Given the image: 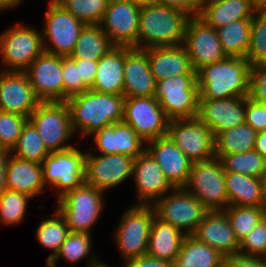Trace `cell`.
Returning a JSON list of instances; mask_svg holds the SVG:
<instances>
[{
  "label": "cell",
  "instance_id": "cell-35",
  "mask_svg": "<svg viewBox=\"0 0 266 267\" xmlns=\"http://www.w3.org/2000/svg\"><path fill=\"white\" fill-rule=\"evenodd\" d=\"M252 19H238L216 29L227 57L246 58L250 46Z\"/></svg>",
  "mask_w": 266,
  "mask_h": 267
},
{
  "label": "cell",
  "instance_id": "cell-13",
  "mask_svg": "<svg viewBox=\"0 0 266 267\" xmlns=\"http://www.w3.org/2000/svg\"><path fill=\"white\" fill-rule=\"evenodd\" d=\"M167 135L193 163L216 157L215 135L197 117L170 120Z\"/></svg>",
  "mask_w": 266,
  "mask_h": 267
},
{
  "label": "cell",
  "instance_id": "cell-39",
  "mask_svg": "<svg viewBox=\"0 0 266 267\" xmlns=\"http://www.w3.org/2000/svg\"><path fill=\"white\" fill-rule=\"evenodd\" d=\"M11 154L22 160L42 164L50 152L46 149L37 129L27 121L23 126L16 145L11 150Z\"/></svg>",
  "mask_w": 266,
  "mask_h": 267
},
{
  "label": "cell",
  "instance_id": "cell-15",
  "mask_svg": "<svg viewBox=\"0 0 266 267\" xmlns=\"http://www.w3.org/2000/svg\"><path fill=\"white\" fill-rule=\"evenodd\" d=\"M134 157L86 151L85 183L105 192L133 176Z\"/></svg>",
  "mask_w": 266,
  "mask_h": 267
},
{
  "label": "cell",
  "instance_id": "cell-55",
  "mask_svg": "<svg viewBox=\"0 0 266 267\" xmlns=\"http://www.w3.org/2000/svg\"><path fill=\"white\" fill-rule=\"evenodd\" d=\"M24 0H0V7L3 10H10L9 8L13 9L14 7L22 4Z\"/></svg>",
  "mask_w": 266,
  "mask_h": 267
},
{
  "label": "cell",
  "instance_id": "cell-8",
  "mask_svg": "<svg viewBox=\"0 0 266 267\" xmlns=\"http://www.w3.org/2000/svg\"><path fill=\"white\" fill-rule=\"evenodd\" d=\"M154 97L170 120L197 117L199 87L196 74H181L156 82Z\"/></svg>",
  "mask_w": 266,
  "mask_h": 267
},
{
  "label": "cell",
  "instance_id": "cell-22",
  "mask_svg": "<svg viewBox=\"0 0 266 267\" xmlns=\"http://www.w3.org/2000/svg\"><path fill=\"white\" fill-rule=\"evenodd\" d=\"M146 150L157 161L165 178L174 188L184 187L187 184L193 162L168 135L146 142Z\"/></svg>",
  "mask_w": 266,
  "mask_h": 267
},
{
  "label": "cell",
  "instance_id": "cell-21",
  "mask_svg": "<svg viewBox=\"0 0 266 267\" xmlns=\"http://www.w3.org/2000/svg\"><path fill=\"white\" fill-rule=\"evenodd\" d=\"M197 118L214 135L245 123V97L199 99Z\"/></svg>",
  "mask_w": 266,
  "mask_h": 267
},
{
  "label": "cell",
  "instance_id": "cell-26",
  "mask_svg": "<svg viewBox=\"0 0 266 267\" xmlns=\"http://www.w3.org/2000/svg\"><path fill=\"white\" fill-rule=\"evenodd\" d=\"M144 50L156 82L181 74H196L183 44L150 47Z\"/></svg>",
  "mask_w": 266,
  "mask_h": 267
},
{
  "label": "cell",
  "instance_id": "cell-53",
  "mask_svg": "<svg viewBox=\"0 0 266 267\" xmlns=\"http://www.w3.org/2000/svg\"><path fill=\"white\" fill-rule=\"evenodd\" d=\"M11 150L0 147V195L7 190L6 186V168Z\"/></svg>",
  "mask_w": 266,
  "mask_h": 267
},
{
  "label": "cell",
  "instance_id": "cell-20",
  "mask_svg": "<svg viewBox=\"0 0 266 267\" xmlns=\"http://www.w3.org/2000/svg\"><path fill=\"white\" fill-rule=\"evenodd\" d=\"M40 102L25 72L0 71V111L29 117Z\"/></svg>",
  "mask_w": 266,
  "mask_h": 267
},
{
  "label": "cell",
  "instance_id": "cell-9",
  "mask_svg": "<svg viewBox=\"0 0 266 267\" xmlns=\"http://www.w3.org/2000/svg\"><path fill=\"white\" fill-rule=\"evenodd\" d=\"M152 207L158 219L171 224L186 235H192L197 230L209 211L184 187L173 188Z\"/></svg>",
  "mask_w": 266,
  "mask_h": 267
},
{
  "label": "cell",
  "instance_id": "cell-25",
  "mask_svg": "<svg viewBox=\"0 0 266 267\" xmlns=\"http://www.w3.org/2000/svg\"><path fill=\"white\" fill-rule=\"evenodd\" d=\"M92 137L100 154H125L136 158L146 150V142L123 121L95 131Z\"/></svg>",
  "mask_w": 266,
  "mask_h": 267
},
{
  "label": "cell",
  "instance_id": "cell-24",
  "mask_svg": "<svg viewBox=\"0 0 266 267\" xmlns=\"http://www.w3.org/2000/svg\"><path fill=\"white\" fill-rule=\"evenodd\" d=\"M192 235L223 257L238 254L240 242L223 210L208 211Z\"/></svg>",
  "mask_w": 266,
  "mask_h": 267
},
{
  "label": "cell",
  "instance_id": "cell-58",
  "mask_svg": "<svg viewBox=\"0 0 266 267\" xmlns=\"http://www.w3.org/2000/svg\"><path fill=\"white\" fill-rule=\"evenodd\" d=\"M259 7H263L266 4V0H253Z\"/></svg>",
  "mask_w": 266,
  "mask_h": 267
},
{
  "label": "cell",
  "instance_id": "cell-49",
  "mask_svg": "<svg viewBox=\"0 0 266 267\" xmlns=\"http://www.w3.org/2000/svg\"><path fill=\"white\" fill-rule=\"evenodd\" d=\"M221 267H266V258L238 253L224 257Z\"/></svg>",
  "mask_w": 266,
  "mask_h": 267
},
{
  "label": "cell",
  "instance_id": "cell-27",
  "mask_svg": "<svg viewBox=\"0 0 266 267\" xmlns=\"http://www.w3.org/2000/svg\"><path fill=\"white\" fill-rule=\"evenodd\" d=\"M258 8L253 0H203L198 17L218 29L238 19H252Z\"/></svg>",
  "mask_w": 266,
  "mask_h": 267
},
{
  "label": "cell",
  "instance_id": "cell-34",
  "mask_svg": "<svg viewBox=\"0 0 266 267\" xmlns=\"http://www.w3.org/2000/svg\"><path fill=\"white\" fill-rule=\"evenodd\" d=\"M92 244V234L70 231L65 241L60 246L59 251L47 266L56 267L57 262H59L58 260L61 258L65 259L67 263L69 262V264L74 265L76 262H80L79 260L83 258L86 259L85 257H87L88 261L87 267L95 266L101 261L92 253ZM90 253H92V255Z\"/></svg>",
  "mask_w": 266,
  "mask_h": 267
},
{
  "label": "cell",
  "instance_id": "cell-42",
  "mask_svg": "<svg viewBox=\"0 0 266 267\" xmlns=\"http://www.w3.org/2000/svg\"><path fill=\"white\" fill-rule=\"evenodd\" d=\"M32 199L24 193L5 190L0 195V224H20L25 218L27 204Z\"/></svg>",
  "mask_w": 266,
  "mask_h": 267
},
{
  "label": "cell",
  "instance_id": "cell-18",
  "mask_svg": "<svg viewBox=\"0 0 266 267\" xmlns=\"http://www.w3.org/2000/svg\"><path fill=\"white\" fill-rule=\"evenodd\" d=\"M24 72L41 102H63L62 56L43 52Z\"/></svg>",
  "mask_w": 266,
  "mask_h": 267
},
{
  "label": "cell",
  "instance_id": "cell-2",
  "mask_svg": "<svg viewBox=\"0 0 266 267\" xmlns=\"http://www.w3.org/2000/svg\"><path fill=\"white\" fill-rule=\"evenodd\" d=\"M251 64L246 58L226 59L203 66L196 72L199 99L245 97L249 94Z\"/></svg>",
  "mask_w": 266,
  "mask_h": 267
},
{
  "label": "cell",
  "instance_id": "cell-52",
  "mask_svg": "<svg viewBox=\"0 0 266 267\" xmlns=\"http://www.w3.org/2000/svg\"><path fill=\"white\" fill-rule=\"evenodd\" d=\"M121 267H173V264L146 255L124 261V264Z\"/></svg>",
  "mask_w": 266,
  "mask_h": 267
},
{
  "label": "cell",
  "instance_id": "cell-51",
  "mask_svg": "<svg viewBox=\"0 0 266 267\" xmlns=\"http://www.w3.org/2000/svg\"><path fill=\"white\" fill-rule=\"evenodd\" d=\"M74 60L76 64L79 65L80 78L89 88H91L97 72V61L86 59Z\"/></svg>",
  "mask_w": 266,
  "mask_h": 267
},
{
  "label": "cell",
  "instance_id": "cell-29",
  "mask_svg": "<svg viewBox=\"0 0 266 267\" xmlns=\"http://www.w3.org/2000/svg\"><path fill=\"white\" fill-rule=\"evenodd\" d=\"M124 46H115L97 61V72L90 90L123 95Z\"/></svg>",
  "mask_w": 266,
  "mask_h": 267
},
{
  "label": "cell",
  "instance_id": "cell-46",
  "mask_svg": "<svg viewBox=\"0 0 266 267\" xmlns=\"http://www.w3.org/2000/svg\"><path fill=\"white\" fill-rule=\"evenodd\" d=\"M238 253L266 258V217L240 241Z\"/></svg>",
  "mask_w": 266,
  "mask_h": 267
},
{
  "label": "cell",
  "instance_id": "cell-31",
  "mask_svg": "<svg viewBox=\"0 0 266 267\" xmlns=\"http://www.w3.org/2000/svg\"><path fill=\"white\" fill-rule=\"evenodd\" d=\"M229 206H262V179L225 171Z\"/></svg>",
  "mask_w": 266,
  "mask_h": 267
},
{
  "label": "cell",
  "instance_id": "cell-5",
  "mask_svg": "<svg viewBox=\"0 0 266 267\" xmlns=\"http://www.w3.org/2000/svg\"><path fill=\"white\" fill-rule=\"evenodd\" d=\"M154 217L152 205L134 204L123 213L113 235L123 261L146 256Z\"/></svg>",
  "mask_w": 266,
  "mask_h": 267
},
{
  "label": "cell",
  "instance_id": "cell-28",
  "mask_svg": "<svg viewBox=\"0 0 266 267\" xmlns=\"http://www.w3.org/2000/svg\"><path fill=\"white\" fill-rule=\"evenodd\" d=\"M7 190L24 193L31 198L40 196L46 188L43 183L42 165L10 155L6 168Z\"/></svg>",
  "mask_w": 266,
  "mask_h": 267
},
{
  "label": "cell",
  "instance_id": "cell-37",
  "mask_svg": "<svg viewBox=\"0 0 266 267\" xmlns=\"http://www.w3.org/2000/svg\"><path fill=\"white\" fill-rule=\"evenodd\" d=\"M55 210L54 217H49L40 222L35 234L39 244L52 251L47 256L46 264L54 258L70 232L64 217L57 209Z\"/></svg>",
  "mask_w": 266,
  "mask_h": 267
},
{
  "label": "cell",
  "instance_id": "cell-38",
  "mask_svg": "<svg viewBox=\"0 0 266 267\" xmlns=\"http://www.w3.org/2000/svg\"><path fill=\"white\" fill-rule=\"evenodd\" d=\"M219 159L224 171L261 179L266 173V158L254 149L243 153L223 154Z\"/></svg>",
  "mask_w": 266,
  "mask_h": 267
},
{
  "label": "cell",
  "instance_id": "cell-19",
  "mask_svg": "<svg viewBox=\"0 0 266 267\" xmlns=\"http://www.w3.org/2000/svg\"><path fill=\"white\" fill-rule=\"evenodd\" d=\"M133 178L137 189L136 205H153L174 188L147 150L134 159Z\"/></svg>",
  "mask_w": 266,
  "mask_h": 267
},
{
  "label": "cell",
  "instance_id": "cell-56",
  "mask_svg": "<svg viewBox=\"0 0 266 267\" xmlns=\"http://www.w3.org/2000/svg\"><path fill=\"white\" fill-rule=\"evenodd\" d=\"M125 1H129L130 3L134 4L139 8L146 7L155 2V0H125Z\"/></svg>",
  "mask_w": 266,
  "mask_h": 267
},
{
  "label": "cell",
  "instance_id": "cell-44",
  "mask_svg": "<svg viewBox=\"0 0 266 267\" xmlns=\"http://www.w3.org/2000/svg\"><path fill=\"white\" fill-rule=\"evenodd\" d=\"M28 117L0 111V147L12 150Z\"/></svg>",
  "mask_w": 266,
  "mask_h": 267
},
{
  "label": "cell",
  "instance_id": "cell-30",
  "mask_svg": "<svg viewBox=\"0 0 266 267\" xmlns=\"http://www.w3.org/2000/svg\"><path fill=\"white\" fill-rule=\"evenodd\" d=\"M186 236L171 224L165 223L155 216L152 221L146 255L174 264Z\"/></svg>",
  "mask_w": 266,
  "mask_h": 267
},
{
  "label": "cell",
  "instance_id": "cell-41",
  "mask_svg": "<svg viewBox=\"0 0 266 267\" xmlns=\"http://www.w3.org/2000/svg\"><path fill=\"white\" fill-rule=\"evenodd\" d=\"M246 59L251 65L266 64V10L263 7H259L252 18Z\"/></svg>",
  "mask_w": 266,
  "mask_h": 267
},
{
  "label": "cell",
  "instance_id": "cell-32",
  "mask_svg": "<svg viewBox=\"0 0 266 267\" xmlns=\"http://www.w3.org/2000/svg\"><path fill=\"white\" fill-rule=\"evenodd\" d=\"M223 256L212 247L187 235L173 267H221Z\"/></svg>",
  "mask_w": 266,
  "mask_h": 267
},
{
  "label": "cell",
  "instance_id": "cell-4",
  "mask_svg": "<svg viewBox=\"0 0 266 267\" xmlns=\"http://www.w3.org/2000/svg\"><path fill=\"white\" fill-rule=\"evenodd\" d=\"M103 194V191L84 183L57 199L54 208L64 217L71 232L92 234L93 225L104 210Z\"/></svg>",
  "mask_w": 266,
  "mask_h": 267
},
{
  "label": "cell",
  "instance_id": "cell-47",
  "mask_svg": "<svg viewBox=\"0 0 266 267\" xmlns=\"http://www.w3.org/2000/svg\"><path fill=\"white\" fill-rule=\"evenodd\" d=\"M248 97L266 104V64L251 65Z\"/></svg>",
  "mask_w": 266,
  "mask_h": 267
},
{
  "label": "cell",
  "instance_id": "cell-10",
  "mask_svg": "<svg viewBox=\"0 0 266 267\" xmlns=\"http://www.w3.org/2000/svg\"><path fill=\"white\" fill-rule=\"evenodd\" d=\"M184 188L191 192L209 211L225 210L229 206L225 186V171L221 160L194 162Z\"/></svg>",
  "mask_w": 266,
  "mask_h": 267
},
{
  "label": "cell",
  "instance_id": "cell-48",
  "mask_svg": "<svg viewBox=\"0 0 266 267\" xmlns=\"http://www.w3.org/2000/svg\"><path fill=\"white\" fill-rule=\"evenodd\" d=\"M245 123L256 132L266 130V104L253 101L245 96Z\"/></svg>",
  "mask_w": 266,
  "mask_h": 267
},
{
  "label": "cell",
  "instance_id": "cell-16",
  "mask_svg": "<svg viewBox=\"0 0 266 267\" xmlns=\"http://www.w3.org/2000/svg\"><path fill=\"white\" fill-rule=\"evenodd\" d=\"M183 45L190 58L191 66L197 72L203 66L227 58L215 28L208 26L198 16L188 21Z\"/></svg>",
  "mask_w": 266,
  "mask_h": 267
},
{
  "label": "cell",
  "instance_id": "cell-50",
  "mask_svg": "<svg viewBox=\"0 0 266 267\" xmlns=\"http://www.w3.org/2000/svg\"><path fill=\"white\" fill-rule=\"evenodd\" d=\"M202 1L203 0H155L156 3L181 10L191 17L198 16Z\"/></svg>",
  "mask_w": 266,
  "mask_h": 267
},
{
  "label": "cell",
  "instance_id": "cell-3",
  "mask_svg": "<svg viewBox=\"0 0 266 267\" xmlns=\"http://www.w3.org/2000/svg\"><path fill=\"white\" fill-rule=\"evenodd\" d=\"M191 16L154 2L139 12L138 49L183 44Z\"/></svg>",
  "mask_w": 266,
  "mask_h": 267
},
{
  "label": "cell",
  "instance_id": "cell-11",
  "mask_svg": "<svg viewBox=\"0 0 266 267\" xmlns=\"http://www.w3.org/2000/svg\"><path fill=\"white\" fill-rule=\"evenodd\" d=\"M42 41L44 52L70 56L76 46L80 32L86 25L57 2H48L44 16ZM49 44V45H48Z\"/></svg>",
  "mask_w": 266,
  "mask_h": 267
},
{
  "label": "cell",
  "instance_id": "cell-23",
  "mask_svg": "<svg viewBox=\"0 0 266 267\" xmlns=\"http://www.w3.org/2000/svg\"><path fill=\"white\" fill-rule=\"evenodd\" d=\"M156 81L144 49L124 46V87L126 98L155 95Z\"/></svg>",
  "mask_w": 266,
  "mask_h": 267
},
{
  "label": "cell",
  "instance_id": "cell-7",
  "mask_svg": "<svg viewBox=\"0 0 266 267\" xmlns=\"http://www.w3.org/2000/svg\"><path fill=\"white\" fill-rule=\"evenodd\" d=\"M44 52L42 32L20 22L0 34V65L24 72Z\"/></svg>",
  "mask_w": 266,
  "mask_h": 267
},
{
  "label": "cell",
  "instance_id": "cell-17",
  "mask_svg": "<svg viewBox=\"0 0 266 267\" xmlns=\"http://www.w3.org/2000/svg\"><path fill=\"white\" fill-rule=\"evenodd\" d=\"M139 7L125 0H109L100 26L115 46L138 48Z\"/></svg>",
  "mask_w": 266,
  "mask_h": 267
},
{
  "label": "cell",
  "instance_id": "cell-59",
  "mask_svg": "<svg viewBox=\"0 0 266 267\" xmlns=\"http://www.w3.org/2000/svg\"><path fill=\"white\" fill-rule=\"evenodd\" d=\"M92 267H110V266L106 263H103V261H101L99 264L92 266Z\"/></svg>",
  "mask_w": 266,
  "mask_h": 267
},
{
  "label": "cell",
  "instance_id": "cell-6",
  "mask_svg": "<svg viewBox=\"0 0 266 267\" xmlns=\"http://www.w3.org/2000/svg\"><path fill=\"white\" fill-rule=\"evenodd\" d=\"M86 151L75 145L69 149L51 152L42 162V175L45 187L57 188L60 199L66 193L85 183Z\"/></svg>",
  "mask_w": 266,
  "mask_h": 267
},
{
  "label": "cell",
  "instance_id": "cell-36",
  "mask_svg": "<svg viewBox=\"0 0 266 267\" xmlns=\"http://www.w3.org/2000/svg\"><path fill=\"white\" fill-rule=\"evenodd\" d=\"M257 132L247 123L215 135L216 157L223 154L243 153L254 149Z\"/></svg>",
  "mask_w": 266,
  "mask_h": 267
},
{
  "label": "cell",
  "instance_id": "cell-57",
  "mask_svg": "<svg viewBox=\"0 0 266 267\" xmlns=\"http://www.w3.org/2000/svg\"><path fill=\"white\" fill-rule=\"evenodd\" d=\"M262 193H263V201H262V208L264 209V212L266 214V173L264 174L262 178Z\"/></svg>",
  "mask_w": 266,
  "mask_h": 267
},
{
  "label": "cell",
  "instance_id": "cell-33",
  "mask_svg": "<svg viewBox=\"0 0 266 267\" xmlns=\"http://www.w3.org/2000/svg\"><path fill=\"white\" fill-rule=\"evenodd\" d=\"M114 47L115 45L99 24H87L80 32L75 49L70 56L73 59L98 61Z\"/></svg>",
  "mask_w": 266,
  "mask_h": 267
},
{
  "label": "cell",
  "instance_id": "cell-43",
  "mask_svg": "<svg viewBox=\"0 0 266 267\" xmlns=\"http://www.w3.org/2000/svg\"><path fill=\"white\" fill-rule=\"evenodd\" d=\"M60 6L87 24H100L109 0H57Z\"/></svg>",
  "mask_w": 266,
  "mask_h": 267
},
{
  "label": "cell",
  "instance_id": "cell-12",
  "mask_svg": "<svg viewBox=\"0 0 266 267\" xmlns=\"http://www.w3.org/2000/svg\"><path fill=\"white\" fill-rule=\"evenodd\" d=\"M28 121L37 129L50 153L74 146L65 144L74 135L69 108L65 101L40 102L28 117Z\"/></svg>",
  "mask_w": 266,
  "mask_h": 267
},
{
  "label": "cell",
  "instance_id": "cell-54",
  "mask_svg": "<svg viewBox=\"0 0 266 267\" xmlns=\"http://www.w3.org/2000/svg\"><path fill=\"white\" fill-rule=\"evenodd\" d=\"M254 150L266 158V130L257 132Z\"/></svg>",
  "mask_w": 266,
  "mask_h": 267
},
{
  "label": "cell",
  "instance_id": "cell-40",
  "mask_svg": "<svg viewBox=\"0 0 266 267\" xmlns=\"http://www.w3.org/2000/svg\"><path fill=\"white\" fill-rule=\"evenodd\" d=\"M240 242L262 219L266 217L262 206H228L223 210Z\"/></svg>",
  "mask_w": 266,
  "mask_h": 267
},
{
  "label": "cell",
  "instance_id": "cell-1",
  "mask_svg": "<svg viewBox=\"0 0 266 267\" xmlns=\"http://www.w3.org/2000/svg\"><path fill=\"white\" fill-rule=\"evenodd\" d=\"M125 98L124 95L100 93L89 89L67 99L65 102L69 108L74 134L80 131L81 136L86 139L105 126L122 122Z\"/></svg>",
  "mask_w": 266,
  "mask_h": 267
},
{
  "label": "cell",
  "instance_id": "cell-45",
  "mask_svg": "<svg viewBox=\"0 0 266 267\" xmlns=\"http://www.w3.org/2000/svg\"><path fill=\"white\" fill-rule=\"evenodd\" d=\"M63 101L90 88L80 78L79 65L71 56H62Z\"/></svg>",
  "mask_w": 266,
  "mask_h": 267
},
{
  "label": "cell",
  "instance_id": "cell-14",
  "mask_svg": "<svg viewBox=\"0 0 266 267\" xmlns=\"http://www.w3.org/2000/svg\"><path fill=\"white\" fill-rule=\"evenodd\" d=\"M123 122L148 142L167 135L170 119L154 97L125 98Z\"/></svg>",
  "mask_w": 266,
  "mask_h": 267
}]
</instances>
